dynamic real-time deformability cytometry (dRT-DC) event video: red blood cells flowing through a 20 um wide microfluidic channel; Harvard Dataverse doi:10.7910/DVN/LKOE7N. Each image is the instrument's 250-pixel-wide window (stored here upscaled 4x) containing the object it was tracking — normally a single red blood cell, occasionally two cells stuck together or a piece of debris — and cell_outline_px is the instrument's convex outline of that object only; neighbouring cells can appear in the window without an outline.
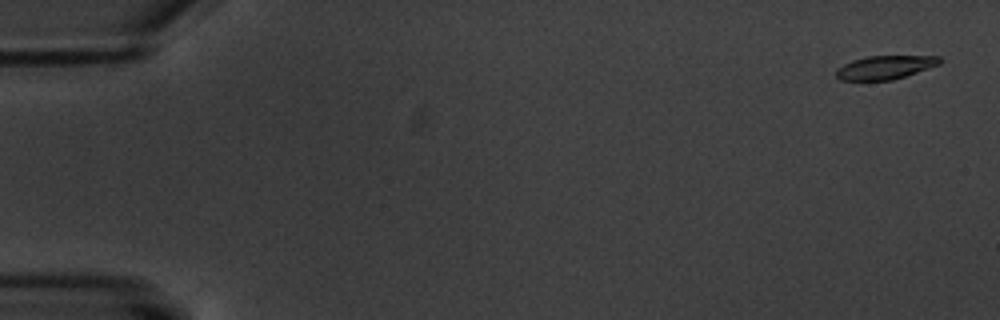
{"species": "common noctule bat (a hibernating species)", "species_latin": "Nyctalus noctula", "temperature_condition": "warm", "stored_images_in_passage": 6, "camera_frame_rate_fps": 3000, "um_per_image_px": 0.085, "animal": {"sex": "male", "body_mass_g": 20.1, "forearm_length_mm": 53.5}, "frame": {"image": 1, "passage_image": 1, "time_ms": 0.0, "image_size_px": [1000, 320], "cell_outline_px": [[944, 60], [940, 64], [892, 80], [840, 80], [836, 76], [836, 68], [852, 60], [868, 56], [940, 56]], "centroid_in_image_um": [75.23, 5.72], "position_along_channel_um": 9.8, "area_um2": 14.16}}
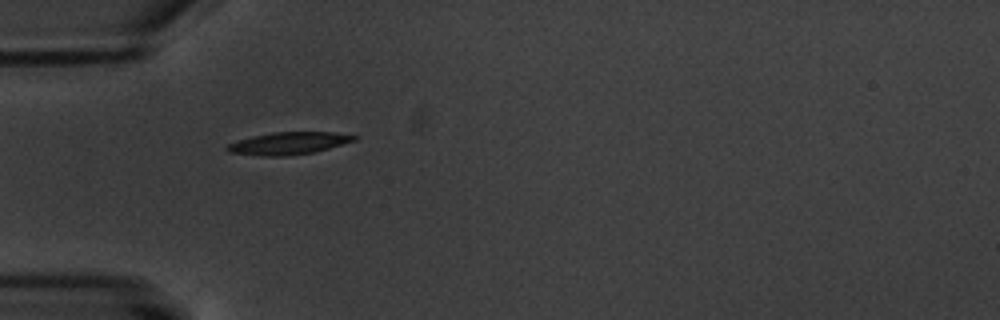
{"frame": {"image": 2, "passage_image": 5, "time_ms": 5.667, "image_size_px": [1000, 320], "cell_outline_px": [[360, 136], [356, 140], [328, 148], [312, 152], [288, 156], [264, 156], [228, 152], [224, 148], [228, 144], [236, 140], [252, 136], [272, 132], [336, 132]], "centroid_in_image_um": [24.51, 12.17], "position_along_channel_um": 60.5, "area_um2": 16.59}}